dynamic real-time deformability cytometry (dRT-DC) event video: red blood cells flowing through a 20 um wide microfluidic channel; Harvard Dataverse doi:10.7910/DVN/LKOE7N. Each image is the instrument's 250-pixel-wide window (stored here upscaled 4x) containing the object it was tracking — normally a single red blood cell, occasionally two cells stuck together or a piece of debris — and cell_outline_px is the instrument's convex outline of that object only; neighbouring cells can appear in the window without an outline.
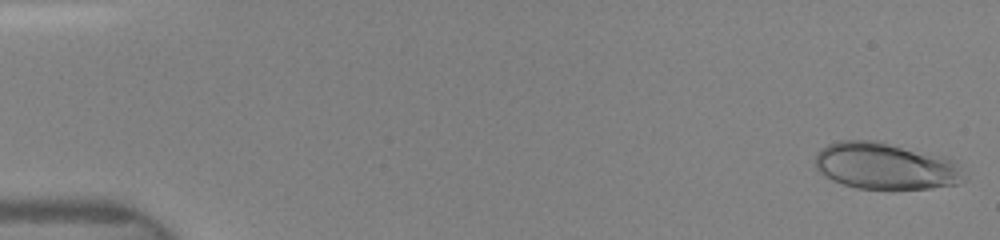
{"species": "human", "species_latin": "Homo sapiens", "temperature_condition": "room temperature", "stored_images_in_passage": 37, "camera_frame_rate_fps": 3000, "um_per_image_px": 0.085, "donor": {"sex": "female"}, "frame": {"image": 1, "passage_image": 1, "time_ms": 0.0, "image_size_px": [1000, 240], "cell_outline_px": [[968, 180], [956, 184], [932, 188], [892, 192], [856, 188], [832, 180], [824, 176], [816, 168], [816, 152], [820, 148], [828, 144], [840, 140], [884, 140], [948, 156], [956, 160], [968, 176]], "centroid_in_image_um": [75.38, 14.13], "position_along_channel_um": 9.6, "area_um2": 42.77}}
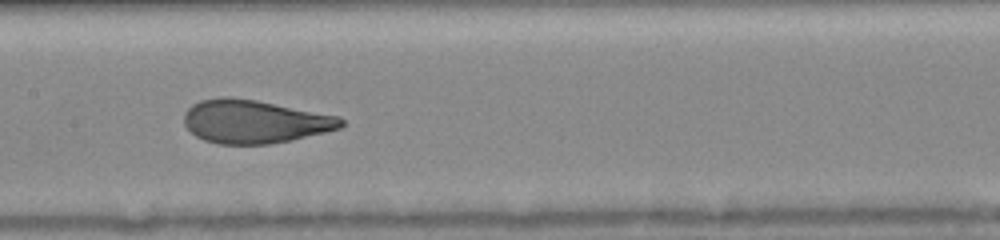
{"frame": {"image": 2, "passage_image": 27, "time_ms": 7.667, "image_size_px": [1000, 240], "cell_outline_px": [[344, 124], [340, 128], [292, 140], [268, 144], [220, 144], [204, 140], [196, 136], [184, 124], [184, 112], [192, 104], [200, 100], [224, 96], [228, 96], [256, 100], [340, 116], [344, 120]], "centroid_in_image_um": [21.62, 10.32], "position_along_channel_um": 185.8, "area_um2": 39.65}}
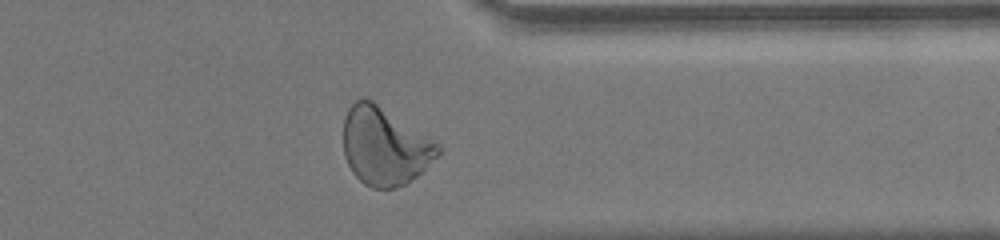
{"frame": {"image": 3, "passage_image": 36, "time_ms": 12.333, "image_size_px": [1000, 240], "cell_outline_px": [[440, 152], [416, 176], [404, 184], [396, 188], [372, 188], [364, 184], [352, 172], [344, 156], [344, 116], [348, 108], [360, 96], [372, 100], [436, 144], [440, 148]], "centroid_in_image_um": [32.61, 12.43], "position_along_channel_um": 378.8, "area_um2": 41.85}}